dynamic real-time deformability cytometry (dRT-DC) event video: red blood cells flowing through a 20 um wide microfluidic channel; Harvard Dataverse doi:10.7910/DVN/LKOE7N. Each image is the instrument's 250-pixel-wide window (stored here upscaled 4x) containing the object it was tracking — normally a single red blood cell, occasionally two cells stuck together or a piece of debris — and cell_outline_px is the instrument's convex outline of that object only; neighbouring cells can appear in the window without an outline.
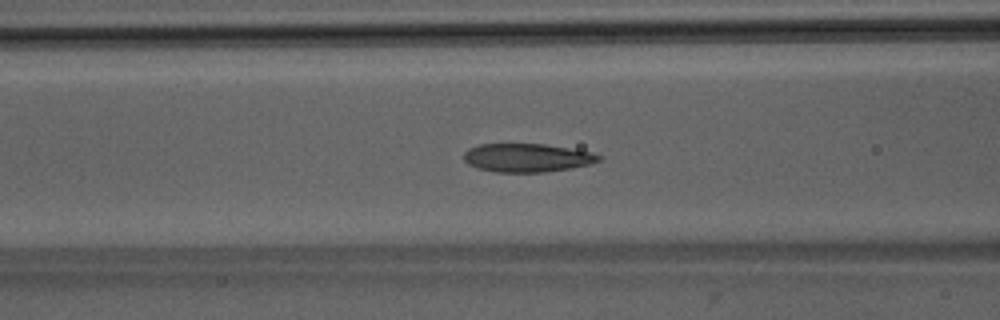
{"species": "Egyptian fruit bat (a non-hibernating species)", "species_latin": "Rousettus aegyptiacus", "temperature_condition": "room temperature", "stored_images_in_passage": 35, "camera_frame_rate_fps": 3000, "um_per_image_px": 0.085, "animal": {"sex": "male"}, "frame": {"image": 1, "passage_image": 7, "time_ms": 2.0, "image_size_px": [1000, 320], "cell_outline_px": [[604, 156], [600, 160], [592, 164], [572, 168], [544, 172], [496, 172], [476, 168], [468, 164], [464, 160], [464, 152], [468, 148], [480, 144], [544, 144], [592, 152]], "centroid_in_image_um": [44.81, 13.41], "position_along_channel_um": 121.8, "area_um2": 22.54}}
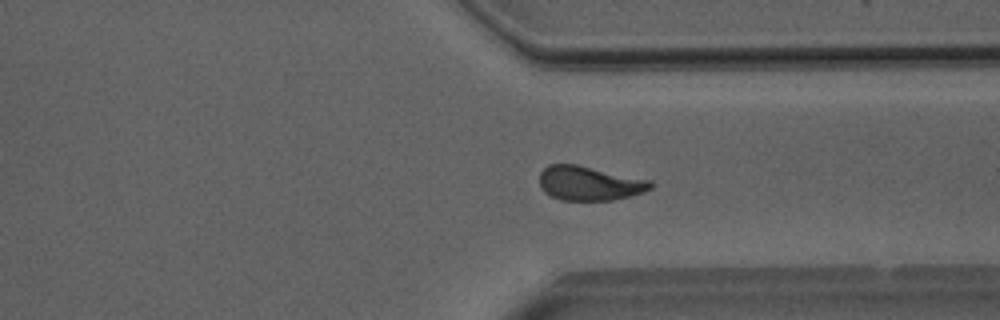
{"frame": {"image": 2, "passage_image": 25, "time_ms": 8.0, "image_size_px": [1000, 320], "cell_outline_px": [[652, 188], [644, 192], [612, 200], [560, 200], [544, 192], [540, 188], [540, 172], [548, 164], [576, 164], [652, 180]], "centroid_in_image_um": [50.09, 15.57], "position_along_channel_um": 361.3, "area_um2": 22.25}}
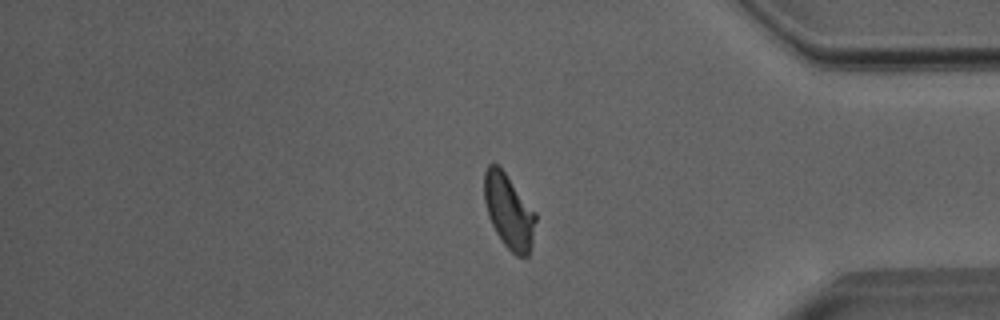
{"frame": {"image": 3, "passage_image": 29, "time_ms": 9.333, "image_size_px": [1000, 320], "cell_outline_px": [[536, 220], [532, 244], [528, 256], [516, 256], [504, 244], [496, 232], [488, 216], [484, 200], [484, 172], [488, 164], [496, 164], [504, 172], [536, 212]], "centroid_in_image_um": [43.25, 17.97], "position_along_channel_um": 391.9, "area_um2": 22.08}}